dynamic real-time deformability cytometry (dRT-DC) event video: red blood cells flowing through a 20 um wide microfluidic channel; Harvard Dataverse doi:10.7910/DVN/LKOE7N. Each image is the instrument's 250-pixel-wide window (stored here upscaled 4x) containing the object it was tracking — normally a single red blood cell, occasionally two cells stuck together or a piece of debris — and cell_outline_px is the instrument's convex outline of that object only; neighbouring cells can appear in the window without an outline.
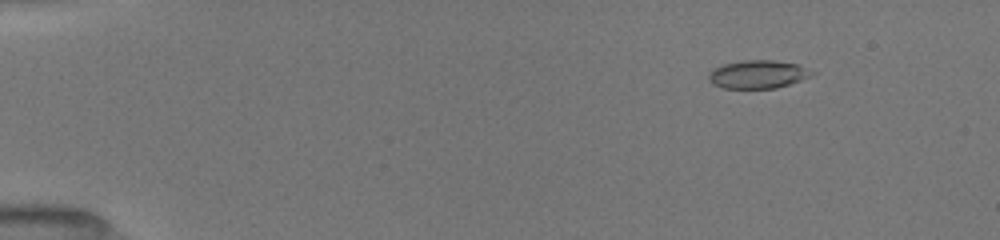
{"species": "common noctule bat (a hibernating species)", "species_latin": "Nyctalus noctula", "temperature_condition": "room temperature", "stored_images_in_passage": 44, "camera_frame_rate_fps": 3000, "um_per_image_px": 0.085, "animal": {"sex": "female", "body_mass_g": 19.5, "forearm_length_mm": 54.1}, "frame": {"image": 1, "passage_image": 6, "time_ms": 2.0, "image_size_px": [1000, 240], "cell_outline_px": [[816, 72], [812, 76], [776, 88], [724, 88], [712, 84], [708, 80], [708, 72], [724, 64], [740, 60], [772, 60], [796, 64]], "centroid_in_image_um": [64.4, 6.31], "position_along_channel_um": 20.6, "area_um2": 16.88}}
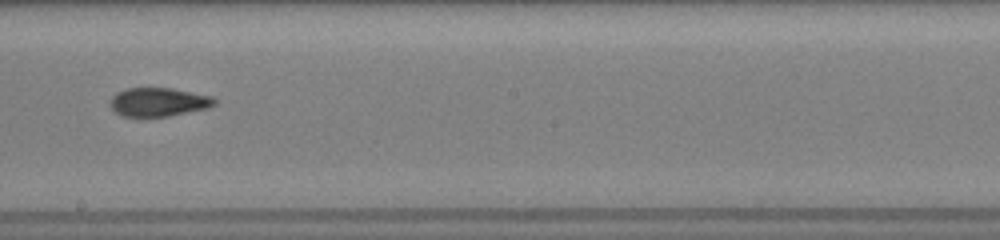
{"frame": {"image": 2, "passage_image": 26, "time_ms": 10.0, "image_size_px": [1000, 240], "cell_outline_px": [[216, 104], [208, 108], [168, 116], [140, 120], [120, 116], [108, 104], [108, 100], [116, 92], [128, 88], [172, 88], [212, 96], [216, 100]], "centroid_in_image_um": [13.39, 8.71], "position_along_channel_um": 234.8, "area_um2": 18.21}}
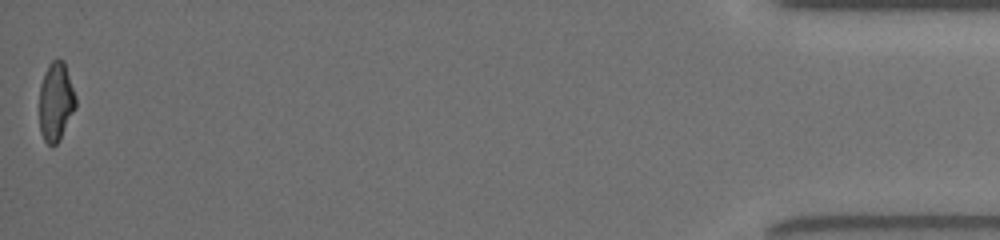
{"frame": {"image": 3, "passage_image": 44, "time_ms": 17.0, "image_size_px": [1000, 240], "cell_outline_px": [[76, 108], [60, 140], [52, 148], [44, 140], [40, 132], [40, 84], [44, 72], [48, 64], [52, 60], [64, 60], [76, 96]], "centroid_in_image_um": [4.76, 8.66], "position_along_channel_um": 430.4, "area_um2": 16.94}, "authors_computed_cell_mechanics": {"area_um2": 17.34, "velocity_mm_per_s": 4.0332, "shape_relaxation_time_tau1_ms": 4.067, "shape_relaxation_time_tau2_ms": 1.8336, "deformation_change_tau1": 0.1577, "deformation_change_tau2": 0.0811}}